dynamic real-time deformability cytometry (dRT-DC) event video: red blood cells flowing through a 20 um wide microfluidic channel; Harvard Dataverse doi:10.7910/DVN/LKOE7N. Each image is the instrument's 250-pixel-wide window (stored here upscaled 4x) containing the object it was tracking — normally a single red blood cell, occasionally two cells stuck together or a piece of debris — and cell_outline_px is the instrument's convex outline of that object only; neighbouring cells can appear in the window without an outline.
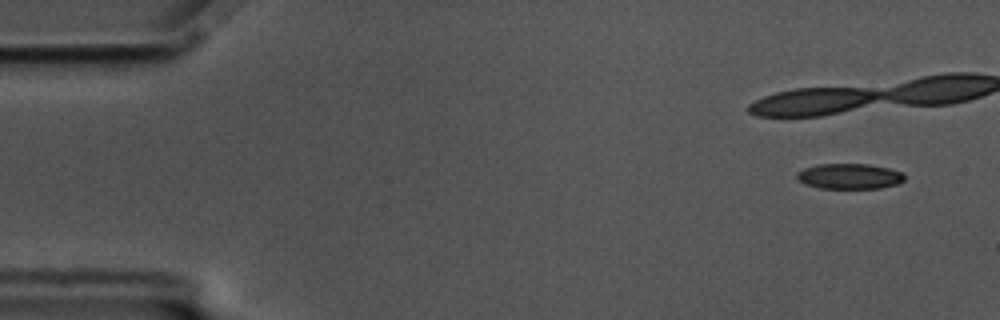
{"species": "common noctule bat (a hibernating species)", "species_latin": "Nyctalus noctula", "temperature_condition": "cold", "stored_images_in_passage": 43, "camera_frame_rate_fps": 3000, "um_per_image_px": 0.085, "animal": {"sex": "male", "body_mass_g": 17.5, "forearm_length_mm": 52.3}, "frame": {"image": 1, "passage_image": 1, "time_ms": 0.0, "image_size_px": [1000, 320], "cell_outline_px": [[904, 180], [896, 184], [880, 188], [820, 188], [804, 184], [796, 176], [796, 172], [804, 168], [820, 164], [868, 164], [888, 168], [900, 172], [904, 176]], "centroid_in_image_um": [72.17, 14.98], "position_along_channel_um": 12.8, "area_um2": 15.78}}